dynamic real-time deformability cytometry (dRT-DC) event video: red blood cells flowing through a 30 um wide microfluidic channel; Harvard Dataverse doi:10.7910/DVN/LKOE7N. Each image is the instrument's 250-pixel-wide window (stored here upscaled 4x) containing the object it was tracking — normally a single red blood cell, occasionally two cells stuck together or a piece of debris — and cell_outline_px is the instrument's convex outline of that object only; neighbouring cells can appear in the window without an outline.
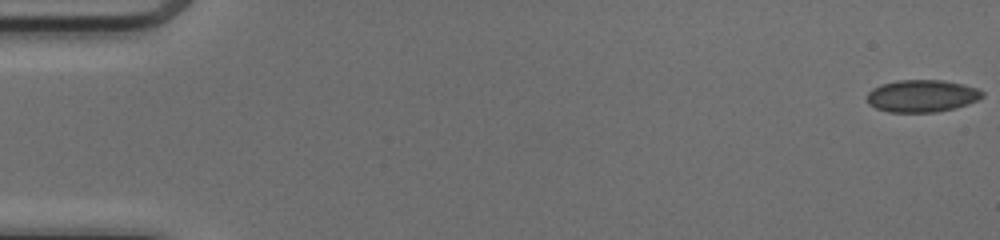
{"species": "common noctule bat (a hibernating species)", "species_latin": "Nyctalus noctula", "temperature_condition": "cold", "stored_images_in_passage": 51, "camera_frame_rate_fps": 3000, "um_per_image_px": 0.085, "animal": {"sex": "female", "body_mass_g": 17.0, "forearm_length_mm": 48.0}, "frame": {"image": 1, "passage_image": 1, "time_ms": 0.0, "image_size_px": [1000, 240], "cell_outline_px": [[984, 96], [968, 104], [956, 108], [936, 112], [888, 112], [876, 108], [868, 104], [868, 92], [872, 88], [880, 84], [896, 80], [944, 80], [964, 84], [976, 88], [984, 92]], "centroid_in_image_um": [78.36, 8.15], "position_along_channel_um": 6.6, "area_um2": 21.85}}
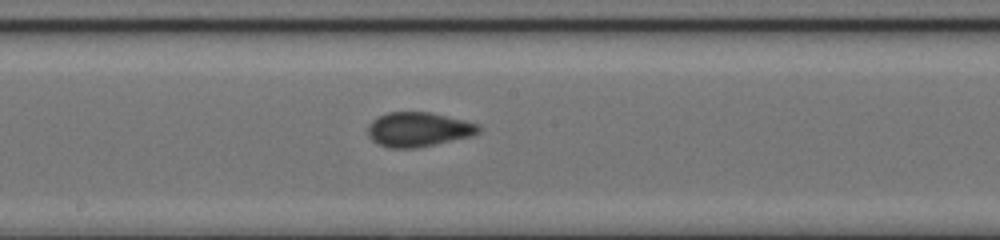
{"frame": {"image": 2, "passage_image": 28, "time_ms": 9.0, "image_size_px": [1000, 240], "cell_outline_px": [[480, 132], [472, 136], [416, 148], [388, 148], [372, 140], [368, 136], [368, 124], [372, 120], [388, 112], [432, 112], [480, 124]], "centroid_in_image_um": [35.57, 11.0], "position_along_channel_um": 212.6, "area_um2": 22.31}}
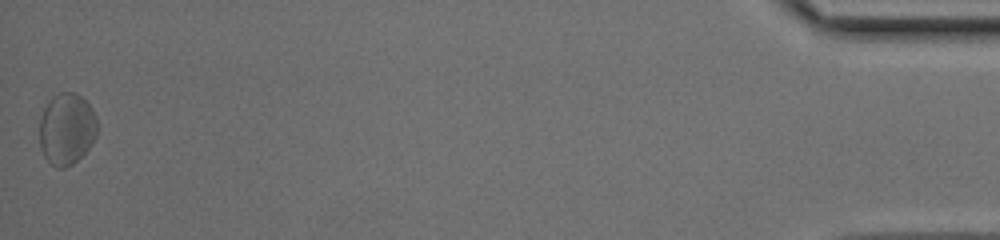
{"frame": {"image": 3, "passage_image": 51, "time_ms": 16.667, "image_size_px": [1000, 240], "cell_outline_px": [[96, 136], [88, 148], [72, 164], [64, 168], [56, 168], [44, 156], [40, 148], [40, 116], [48, 100], [52, 96], [60, 92], [76, 92], [92, 108], [96, 116]], "centroid_in_image_um": [5.65, 10.94], "position_along_channel_um": 429.6, "area_um2": 24.04}, "authors_computed_cell_mechanics": {"area_um2": 21.7328, "velocity_mm_per_s": 4.1089, "shape_relaxation_time_tau1_ms": null, "shape_relaxation_time_tau2_ms": 2.0934, "deformation_change_tau1": null, "deformation_change_tau2": 0.0778}}